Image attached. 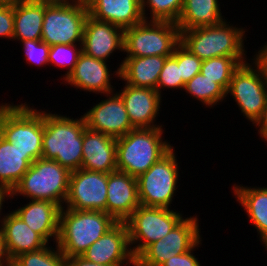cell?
Wrapping results in <instances>:
<instances>
[{
	"instance_id": "27",
	"label": "cell",
	"mask_w": 267,
	"mask_h": 266,
	"mask_svg": "<svg viewBox=\"0 0 267 266\" xmlns=\"http://www.w3.org/2000/svg\"><path fill=\"white\" fill-rule=\"evenodd\" d=\"M219 6L218 0H184L176 24L180 30L218 25L226 20Z\"/></svg>"
},
{
	"instance_id": "34",
	"label": "cell",
	"mask_w": 267,
	"mask_h": 266,
	"mask_svg": "<svg viewBox=\"0 0 267 266\" xmlns=\"http://www.w3.org/2000/svg\"><path fill=\"white\" fill-rule=\"evenodd\" d=\"M170 89H180L184 90L185 83L182 81L180 65L177 62V47L174 50V53L171 56H168L164 66L160 72L158 81H157V92L161 95V89L165 88Z\"/></svg>"
},
{
	"instance_id": "20",
	"label": "cell",
	"mask_w": 267,
	"mask_h": 266,
	"mask_svg": "<svg viewBox=\"0 0 267 266\" xmlns=\"http://www.w3.org/2000/svg\"><path fill=\"white\" fill-rule=\"evenodd\" d=\"M107 61L87 56L83 52L79 55L74 70L64 79L63 82L96 94H108L114 92L111 85L113 73L108 69ZM113 89V90H112Z\"/></svg>"
},
{
	"instance_id": "42",
	"label": "cell",
	"mask_w": 267,
	"mask_h": 266,
	"mask_svg": "<svg viewBox=\"0 0 267 266\" xmlns=\"http://www.w3.org/2000/svg\"><path fill=\"white\" fill-rule=\"evenodd\" d=\"M10 196L11 194L6 188L0 187V223L3 220V216L1 214L3 208V202H5V198H7V200L10 199Z\"/></svg>"
},
{
	"instance_id": "15",
	"label": "cell",
	"mask_w": 267,
	"mask_h": 266,
	"mask_svg": "<svg viewBox=\"0 0 267 266\" xmlns=\"http://www.w3.org/2000/svg\"><path fill=\"white\" fill-rule=\"evenodd\" d=\"M81 256L90 262L107 266H135L126 223L117 222Z\"/></svg>"
},
{
	"instance_id": "41",
	"label": "cell",
	"mask_w": 267,
	"mask_h": 266,
	"mask_svg": "<svg viewBox=\"0 0 267 266\" xmlns=\"http://www.w3.org/2000/svg\"><path fill=\"white\" fill-rule=\"evenodd\" d=\"M66 266H107V265L90 262L85 258H83L82 256H72L66 258Z\"/></svg>"
},
{
	"instance_id": "17",
	"label": "cell",
	"mask_w": 267,
	"mask_h": 266,
	"mask_svg": "<svg viewBox=\"0 0 267 266\" xmlns=\"http://www.w3.org/2000/svg\"><path fill=\"white\" fill-rule=\"evenodd\" d=\"M124 29L88 15L82 38V52L87 56L108 61L116 50L123 52Z\"/></svg>"
},
{
	"instance_id": "38",
	"label": "cell",
	"mask_w": 267,
	"mask_h": 266,
	"mask_svg": "<svg viewBox=\"0 0 267 266\" xmlns=\"http://www.w3.org/2000/svg\"><path fill=\"white\" fill-rule=\"evenodd\" d=\"M201 242L202 239L191 250L171 257L160 266H201L198 258L195 257L196 255H194L193 253L194 249H197V247H200L202 245Z\"/></svg>"
},
{
	"instance_id": "21",
	"label": "cell",
	"mask_w": 267,
	"mask_h": 266,
	"mask_svg": "<svg viewBox=\"0 0 267 266\" xmlns=\"http://www.w3.org/2000/svg\"><path fill=\"white\" fill-rule=\"evenodd\" d=\"M82 169L110 173L117 170L116 139L86 128L83 132Z\"/></svg>"
},
{
	"instance_id": "7",
	"label": "cell",
	"mask_w": 267,
	"mask_h": 266,
	"mask_svg": "<svg viewBox=\"0 0 267 266\" xmlns=\"http://www.w3.org/2000/svg\"><path fill=\"white\" fill-rule=\"evenodd\" d=\"M88 15L85 0H45L41 40L50 46L82 44Z\"/></svg>"
},
{
	"instance_id": "32",
	"label": "cell",
	"mask_w": 267,
	"mask_h": 266,
	"mask_svg": "<svg viewBox=\"0 0 267 266\" xmlns=\"http://www.w3.org/2000/svg\"><path fill=\"white\" fill-rule=\"evenodd\" d=\"M11 264L13 266H66V257L61 253L57 244L56 248L46 245L40 250L19 255Z\"/></svg>"
},
{
	"instance_id": "43",
	"label": "cell",
	"mask_w": 267,
	"mask_h": 266,
	"mask_svg": "<svg viewBox=\"0 0 267 266\" xmlns=\"http://www.w3.org/2000/svg\"><path fill=\"white\" fill-rule=\"evenodd\" d=\"M10 262L7 259V256L4 251L2 233L0 230V266H7Z\"/></svg>"
},
{
	"instance_id": "25",
	"label": "cell",
	"mask_w": 267,
	"mask_h": 266,
	"mask_svg": "<svg viewBox=\"0 0 267 266\" xmlns=\"http://www.w3.org/2000/svg\"><path fill=\"white\" fill-rule=\"evenodd\" d=\"M233 195L243 207L249 221L257 229L260 242L267 246V187L233 185Z\"/></svg>"
},
{
	"instance_id": "12",
	"label": "cell",
	"mask_w": 267,
	"mask_h": 266,
	"mask_svg": "<svg viewBox=\"0 0 267 266\" xmlns=\"http://www.w3.org/2000/svg\"><path fill=\"white\" fill-rule=\"evenodd\" d=\"M184 218L167 235L147 246L135 258V266H160L191 250L201 240L199 221L197 215Z\"/></svg>"
},
{
	"instance_id": "36",
	"label": "cell",
	"mask_w": 267,
	"mask_h": 266,
	"mask_svg": "<svg viewBox=\"0 0 267 266\" xmlns=\"http://www.w3.org/2000/svg\"><path fill=\"white\" fill-rule=\"evenodd\" d=\"M23 45L24 55L26 58L27 64L31 63L35 66L49 65V50L50 45L44 43L42 40H24L20 41Z\"/></svg>"
},
{
	"instance_id": "33",
	"label": "cell",
	"mask_w": 267,
	"mask_h": 266,
	"mask_svg": "<svg viewBox=\"0 0 267 266\" xmlns=\"http://www.w3.org/2000/svg\"><path fill=\"white\" fill-rule=\"evenodd\" d=\"M78 45V47H77ZM82 53V44H57L50 46L49 64L67 68L63 80L74 70L79 55ZM69 67V68H68Z\"/></svg>"
},
{
	"instance_id": "2",
	"label": "cell",
	"mask_w": 267,
	"mask_h": 266,
	"mask_svg": "<svg viewBox=\"0 0 267 266\" xmlns=\"http://www.w3.org/2000/svg\"><path fill=\"white\" fill-rule=\"evenodd\" d=\"M117 221L103 211L61 208L59 234L55 244L66 257L81 256Z\"/></svg>"
},
{
	"instance_id": "39",
	"label": "cell",
	"mask_w": 267,
	"mask_h": 266,
	"mask_svg": "<svg viewBox=\"0 0 267 266\" xmlns=\"http://www.w3.org/2000/svg\"><path fill=\"white\" fill-rule=\"evenodd\" d=\"M257 53L251 59L253 61L250 62H254L260 68L263 78L267 82V44L265 43V45H263Z\"/></svg>"
},
{
	"instance_id": "19",
	"label": "cell",
	"mask_w": 267,
	"mask_h": 266,
	"mask_svg": "<svg viewBox=\"0 0 267 266\" xmlns=\"http://www.w3.org/2000/svg\"><path fill=\"white\" fill-rule=\"evenodd\" d=\"M4 251L11 263L23 253L40 250L49 243L13 211L5 214L0 224Z\"/></svg>"
},
{
	"instance_id": "5",
	"label": "cell",
	"mask_w": 267,
	"mask_h": 266,
	"mask_svg": "<svg viewBox=\"0 0 267 266\" xmlns=\"http://www.w3.org/2000/svg\"><path fill=\"white\" fill-rule=\"evenodd\" d=\"M223 20L218 25L180 30L181 44L202 61L213 57H245L243 27Z\"/></svg>"
},
{
	"instance_id": "22",
	"label": "cell",
	"mask_w": 267,
	"mask_h": 266,
	"mask_svg": "<svg viewBox=\"0 0 267 266\" xmlns=\"http://www.w3.org/2000/svg\"><path fill=\"white\" fill-rule=\"evenodd\" d=\"M91 17L126 29L144 20L141 0H85Z\"/></svg>"
},
{
	"instance_id": "14",
	"label": "cell",
	"mask_w": 267,
	"mask_h": 266,
	"mask_svg": "<svg viewBox=\"0 0 267 266\" xmlns=\"http://www.w3.org/2000/svg\"><path fill=\"white\" fill-rule=\"evenodd\" d=\"M106 97L82 116L86 128L117 139L135 128L129 120L121 96L114 91L106 94Z\"/></svg>"
},
{
	"instance_id": "16",
	"label": "cell",
	"mask_w": 267,
	"mask_h": 266,
	"mask_svg": "<svg viewBox=\"0 0 267 266\" xmlns=\"http://www.w3.org/2000/svg\"><path fill=\"white\" fill-rule=\"evenodd\" d=\"M139 205L137 178L119 170L107 173L106 213L125 222Z\"/></svg>"
},
{
	"instance_id": "24",
	"label": "cell",
	"mask_w": 267,
	"mask_h": 266,
	"mask_svg": "<svg viewBox=\"0 0 267 266\" xmlns=\"http://www.w3.org/2000/svg\"><path fill=\"white\" fill-rule=\"evenodd\" d=\"M168 56L125 57L114 71L125 84L156 90L160 72ZM116 72V73H115Z\"/></svg>"
},
{
	"instance_id": "28",
	"label": "cell",
	"mask_w": 267,
	"mask_h": 266,
	"mask_svg": "<svg viewBox=\"0 0 267 266\" xmlns=\"http://www.w3.org/2000/svg\"><path fill=\"white\" fill-rule=\"evenodd\" d=\"M33 162L0 135V187L11 192Z\"/></svg>"
},
{
	"instance_id": "1",
	"label": "cell",
	"mask_w": 267,
	"mask_h": 266,
	"mask_svg": "<svg viewBox=\"0 0 267 266\" xmlns=\"http://www.w3.org/2000/svg\"><path fill=\"white\" fill-rule=\"evenodd\" d=\"M85 129L83 116L74 119L44 110L42 158L55 160L70 172L80 169Z\"/></svg>"
},
{
	"instance_id": "13",
	"label": "cell",
	"mask_w": 267,
	"mask_h": 266,
	"mask_svg": "<svg viewBox=\"0 0 267 266\" xmlns=\"http://www.w3.org/2000/svg\"><path fill=\"white\" fill-rule=\"evenodd\" d=\"M106 202L107 173L82 168L70 173L66 205L63 207L106 212Z\"/></svg>"
},
{
	"instance_id": "9",
	"label": "cell",
	"mask_w": 267,
	"mask_h": 266,
	"mask_svg": "<svg viewBox=\"0 0 267 266\" xmlns=\"http://www.w3.org/2000/svg\"><path fill=\"white\" fill-rule=\"evenodd\" d=\"M182 219L183 214L171 208L139 205L125 221L134 257L167 235Z\"/></svg>"
},
{
	"instance_id": "6",
	"label": "cell",
	"mask_w": 267,
	"mask_h": 266,
	"mask_svg": "<svg viewBox=\"0 0 267 266\" xmlns=\"http://www.w3.org/2000/svg\"><path fill=\"white\" fill-rule=\"evenodd\" d=\"M70 173L55 160L39 158L31 164L10 192V198L22 195L30 200H47L63 208L68 194Z\"/></svg>"
},
{
	"instance_id": "31",
	"label": "cell",
	"mask_w": 267,
	"mask_h": 266,
	"mask_svg": "<svg viewBox=\"0 0 267 266\" xmlns=\"http://www.w3.org/2000/svg\"><path fill=\"white\" fill-rule=\"evenodd\" d=\"M184 0H141L144 20L170 21L177 23ZM147 7V8H146ZM149 8V9H148ZM150 10V17L146 13Z\"/></svg>"
},
{
	"instance_id": "26",
	"label": "cell",
	"mask_w": 267,
	"mask_h": 266,
	"mask_svg": "<svg viewBox=\"0 0 267 266\" xmlns=\"http://www.w3.org/2000/svg\"><path fill=\"white\" fill-rule=\"evenodd\" d=\"M45 0H20L14 4L13 40H41Z\"/></svg>"
},
{
	"instance_id": "23",
	"label": "cell",
	"mask_w": 267,
	"mask_h": 266,
	"mask_svg": "<svg viewBox=\"0 0 267 266\" xmlns=\"http://www.w3.org/2000/svg\"><path fill=\"white\" fill-rule=\"evenodd\" d=\"M61 208L47 200H29L14 212L29 226L40 234L48 243L53 237L57 242L59 234V214Z\"/></svg>"
},
{
	"instance_id": "44",
	"label": "cell",
	"mask_w": 267,
	"mask_h": 266,
	"mask_svg": "<svg viewBox=\"0 0 267 266\" xmlns=\"http://www.w3.org/2000/svg\"><path fill=\"white\" fill-rule=\"evenodd\" d=\"M20 0H0V5H14Z\"/></svg>"
},
{
	"instance_id": "40",
	"label": "cell",
	"mask_w": 267,
	"mask_h": 266,
	"mask_svg": "<svg viewBox=\"0 0 267 266\" xmlns=\"http://www.w3.org/2000/svg\"><path fill=\"white\" fill-rule=\"evenodd\" d=\"M254 126L259 128L258 133L260 137L267 142V102L261 117L255 122Z\"/></svg>"
},
{
	"instance_id": "3",
	"label": "cell",
	"mask_w": 267,
	"mask_h": 266,
	"mask_svg": "<svg viewBox=\"0 0 267 266\" xmlns=\"http://www.w3.org/2000/svg\"><path fill=\"white\" fill-rule=\"evenodd\" d=\"M162 128H137L117 138V170L137 178L162 158L173 147L163 141Z\"/></svg>"
},
{
	"instance_id": "30",
	"label": "cell",
	"mask_w": 267,
	"mask_h": 266,
	"mask_svg": "<svg viewBox=\"0 0 267 266\" xmlns=\"http://www.w3.org/2000/svg\"><path fill=\"white\" fill-rule=\"evenodd\" d=\"M184 90L203 105L209 108L226 99V91L214 80H210L199 72L185 83Z\"/></svg>"
},
{
	"instance_id": "18",
	"label": "cell",
	"mask_w": 267,
	"mask_h": 266,
	"mask_svg": "<svg viewBox=\"0 0 267 266\" xmlns=\"http://www.w3.org/2000/svg\"><path fill=\"white\" fill-rule=\"evenodd\" d=\"M117 92L125 105L132 126L137 128H157L155 124L159 115L161 95L148 87H135L128 84ZM155 122V123H154Z\"/></svg>"
},
{
	"instance_id": "4",
	"label": "cell",
	"mask_w": 267,
	"mask_h": 266,
	"mask_svg": "<svg viewBox=\"0 0 267 266\" xmlns=\"http://www.w3.org/2000/svg\"><path fill=\"white\" fill-rule=\"evenodd\" d=\"M25 103L0 105V135L34 162L42 158L43 111Z\"/></svg>"
},
{
	"instance_id": "11",
	"label": "cell",
	"mask_w": 267,
	"mask_h": 266,
	"mask_svg": "<svg viewBox=\"0 0 267 266\" xmlns=\"http://www.w3.org/2000/svg\"><path fill=\"white\" fill-rule=\"evenodd\" d=\"M233 97L243 116L254 125L267 102V82L253 62L241 64L233 73L226 96Z\"/></svg>"
},
{
	"instance_id": "37",
	"label": "cell",
	"mask_w": 267,
	"mask_h": 266,
	"mask_svg": "<svg viewBox=\"0 0 267 266\" xmlns=\"http://www.w3.org/2000/svg\"><path fill=\"white\" fill-rule=\"evenodd\" d=\"M14 5H0V38L13 39Z\"/></svg>"
},
{
	"instance_id": "8",
	"label": "cell",
	"mask_w": 267,
	"mask_h": 266,
	"mask_svg": "<svg viewBox=\"0 0 267 266\" xmlns=\"http://www.w3.org/2000/svg\"><path fill=\"white\" fill-rule=\"evenodd\" d=\"M180 43L181 32L174 22L143 20L124 29L126 57L171 56Z\"/></svg>"
},
{
	"instance_id": "29",
	"label": "cell",
	"mask_w": 267,
	"mask_h": 266,
	"mask_svg": "<svg viewBox=\"0 0 267 266\" xmlns=\"http://www.w3.org/2000/svg\"><path fill=\"white\" fill-rule=\"evenodd\" d=\"M246 57H213L202 62L200 72L205 77L218 83L227 91L234 71L243 63Z\"/></svg>"
},
{
	"instance_id": "35",
	"label": "cell",
	"mask_w": 267,
	"mask_h": 266,
	"mask_svg": "<svg viewBox=\"0 0 267 266\" xmlns=\"http://www.w3.org/2000/svg\"><path fill=\"white\" fill-rule=\"evenodd\" d=\"M177 62L180 65L182 81L187 83L200 72L203 61L180 43L177 46Z\"/></svg>"
},
{
	"instance_id": "10",
	"label": "cell",
	"mask_w": 267,
	"mask_h": 266,
	"mask_svg": "<svg viewBox=\"0 0 267 266\" xmlns=\"http://www.w3.org/2000/svg\"><path fill=\"white\" fill-rule=\"evenodd\" d=\"M173 147L137 177L140 205L171 207L178 188L179 166Z\"/></svg>"
}]
</instances>
